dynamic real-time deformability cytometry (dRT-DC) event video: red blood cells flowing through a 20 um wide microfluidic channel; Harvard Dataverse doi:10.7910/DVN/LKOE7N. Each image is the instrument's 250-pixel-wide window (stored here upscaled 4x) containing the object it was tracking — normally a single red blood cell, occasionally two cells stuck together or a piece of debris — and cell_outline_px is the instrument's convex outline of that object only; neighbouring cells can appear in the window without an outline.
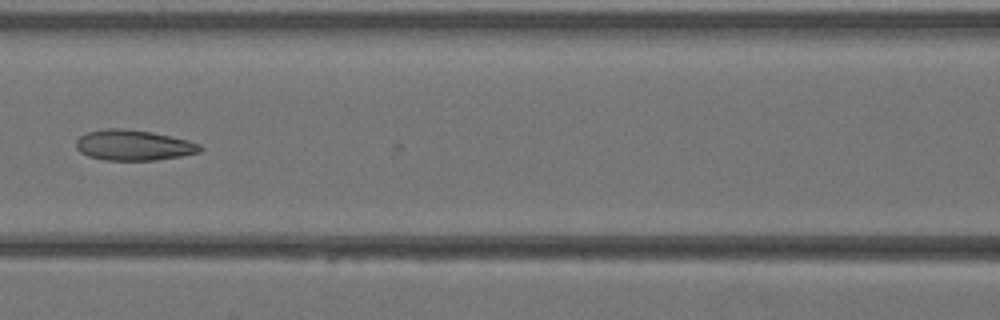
{"species": "Egyptian fruit bat (a non-hibernating species)", "species_latin": "Rousettus aegyptiacus", "temperature_condition": "warm", "stored_images_in_passage": 19, "camera_frame_rate_fps": 3000, "um_per_image_px": 0.085, "animal": {"sex": "female"}, "frame": {"image": 1, "passage_image": 18, "time_ms": 5.667, "image_size_px": [1000, 320], "cell_outline_px": [[204, 148], [200, 152], [180, 156], [156, 160], [104, 160], [88, 156], [80, 152], [76, 148], [76, 140], [80, 136], [88, 132], [104, 128], [120, 128], [152, 132], [188, 140], [200, 144]], "centroid_in_image_um": [11.34, 12.34], "position_along_channel_um": 155.3, "area_um2": 22.08}}